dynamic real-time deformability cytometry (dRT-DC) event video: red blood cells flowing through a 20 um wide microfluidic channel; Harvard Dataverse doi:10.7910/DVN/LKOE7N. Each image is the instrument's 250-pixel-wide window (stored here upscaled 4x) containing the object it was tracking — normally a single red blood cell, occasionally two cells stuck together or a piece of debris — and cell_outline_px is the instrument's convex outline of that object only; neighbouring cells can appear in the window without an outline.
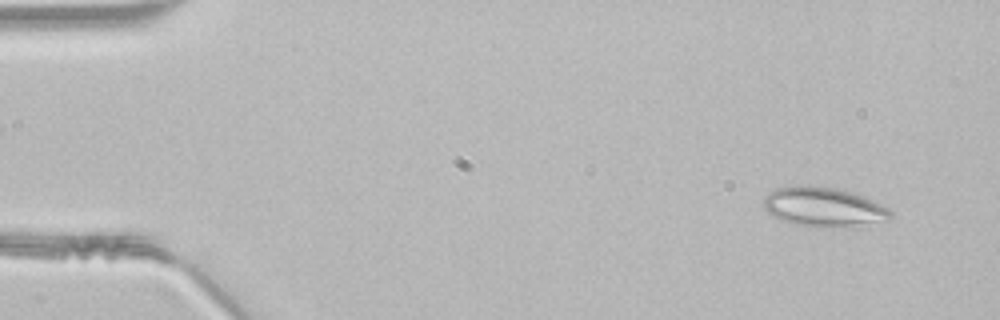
{"species": "common noctule bat (a hibernating species)", "species_latin": "Nyctalus noctula", "temperature_condition": "room temperature", "stored_images_in_passage": 47, "segment_of_instrument_passage": [1, 2], "camera_frame_rate_fps": 3000, "um_per_image_px": 0.085, "animal": {"sex": "male", "body_mass_g": 21.5, "forearm_length_mm": 52.0}, "frame": {"image": 1, "passage_image": 3, "time_ms": 0.667, "image_size_px": [1000, 320], "cell_outline_px": [[892, 216], [888, 220], [852, 224], [800, 224], [780, 220], [768, 212], [764, 208], [764, 196], [768, 192], [776, 188], [792, 184], [808, 184], [836, 188], [856, 192], [888, 208], [892, 212]], "centroid_in_image_um": [69.94, 17.49], "position_along_channel_um": 15.1, "area_um2": 28.32}}
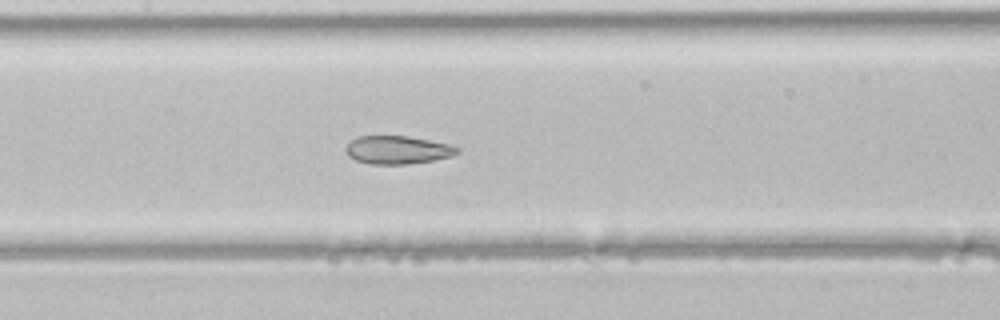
{"frame": {"image": 2, "passage_image": 22, "time_ms": 7.0, "image_size_px": [1000, 320], "cell_outline_px": [[460, 152], [452, 156], [432, 160], [408, 164], [368, 164], [356, 160], [348, 156], [344, 152], [344, 148], [356, 136], [408, 136], [452, 144], [460, 148]], "centroid_in_image_um": [33.79, 12.74], "position_along_channel_um": 173.6, "area_um2": 18.5}}
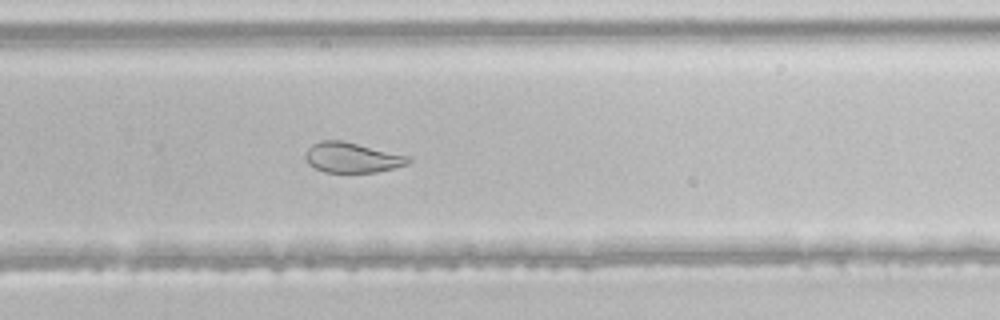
{"frame": {"image": 3, "passage_image": 31, "time_ms": 10.0, "image_size_px": [1000, 320], "cell_outline_px": [[412, 160], [408, 164], [396, 168], [376, 172], [324, 172], [308, 164], [304, 156], [308, 148], [312, 144], [320, 140], [340, 140], [412, 156]], "centroid_in_image_um": [29.96, 13.39], "position_along_channel_um": 299.8, "area_um2": 18.26}}